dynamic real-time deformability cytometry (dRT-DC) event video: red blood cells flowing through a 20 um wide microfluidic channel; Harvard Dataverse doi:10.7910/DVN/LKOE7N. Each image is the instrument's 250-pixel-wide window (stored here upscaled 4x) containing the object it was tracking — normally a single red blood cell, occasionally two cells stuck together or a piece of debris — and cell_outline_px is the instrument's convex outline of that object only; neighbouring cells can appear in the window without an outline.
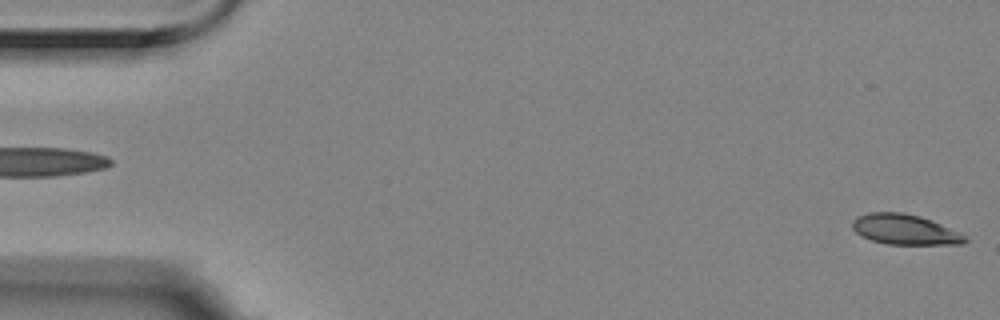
{"species": "Egyptian fruit bat (a non-hibernating species)", "species_latin": "Rousettus aegyptiacus", "temperature_condition": "room temperature", "stored_images_in_passage": 4, "segment_of_instrument_passage": [2, 2], "camera_frame_rate_fps": 3000, "um_per_image_px": 0.085, "animal": {"sex": "female"}, "frame": {"image": 1, "passage_image": 4, "time_ms": 1.0, "image_size_px": [1000, 320], "cell_outline_px": [[968, 240], [964, 244], [888, 244], [872, 240], [860, 236], [852, 228], [852, 220], [856, 216], [868, 212], [904, 212], [920, 216], [932, 220], [960, 232], [968, 236]], "centroid_in_image_um": [76.92, 19.5], "position_along_channel_um": 8.1, "area_um2": 20.11}}